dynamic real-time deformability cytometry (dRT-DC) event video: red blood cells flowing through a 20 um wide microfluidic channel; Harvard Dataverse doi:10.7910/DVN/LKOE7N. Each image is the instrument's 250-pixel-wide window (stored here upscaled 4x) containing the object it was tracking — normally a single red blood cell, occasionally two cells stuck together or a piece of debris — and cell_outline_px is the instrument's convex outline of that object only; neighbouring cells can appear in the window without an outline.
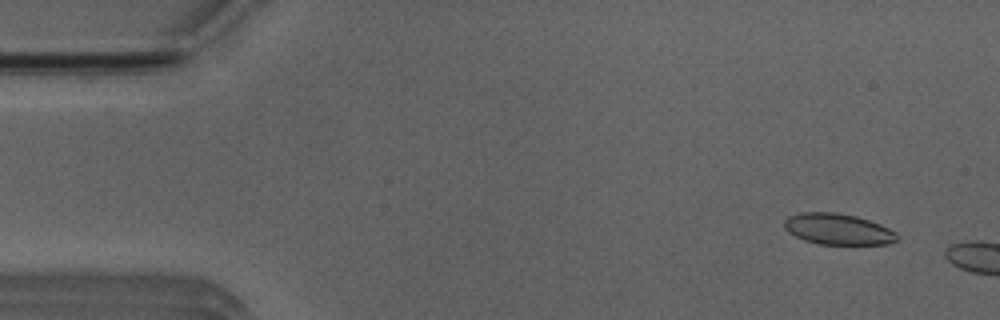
{"species": "Egyptian fruit bat (a non-hibernating species)", "species_latin": "Rousettus aegyptiacus", "temperature_condition": "room temperature", "stored_images_in_passage": 12, "camera_frame_rate_fps": 3000, "um_per_image_px": 0.085, "animal": {"sex": "male"}, "frame": {"image": 1, "passage_image": 4, "time_ms": 1.0, "image_size_px": [1000, 320], "cell_outline_px": [[896, 240], [888, 244], [820, 244], [804, 240], [788, 232], [784, 228], [784, 220], [788, 216], [800, 212], [836, 212], [856, 216], [880, 224], [896, 232]], "centroid_in_image_um": [71.18, 19.46], "position_along_channel_um": 13.8, "area_um2": 20.35}}